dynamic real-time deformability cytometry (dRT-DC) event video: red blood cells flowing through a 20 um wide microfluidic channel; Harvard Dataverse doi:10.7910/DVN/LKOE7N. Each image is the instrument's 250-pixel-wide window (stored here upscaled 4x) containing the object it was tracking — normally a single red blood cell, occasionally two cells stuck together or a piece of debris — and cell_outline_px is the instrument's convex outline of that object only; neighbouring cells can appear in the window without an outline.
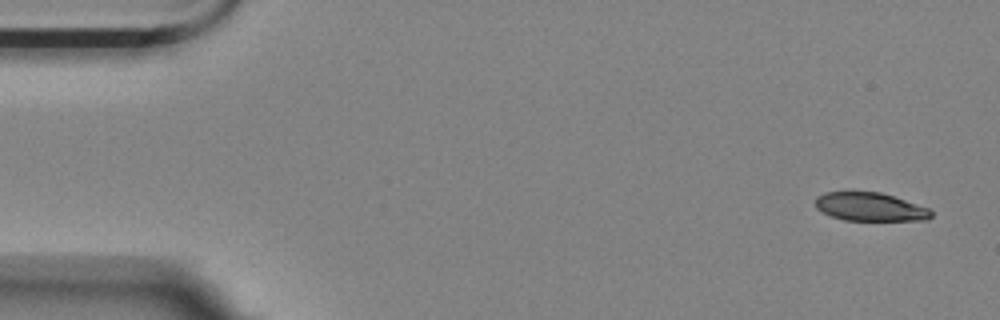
{"species": "Egyptian fruit bat (a non-hibernating species)", "species_latin": "Rousettus aegyptiacus", "temperature_condition": "room temperature", "stored_images_in_passage": 6, "camera_frame_rate_fps": 3000, "um_per_image_px": 0.085, "animal": {"sex": "female"}, "frame": {"image": 1, "passage_image": 1, "time_ms": 0.0, "image_size_px": [1000, 320], "cell_outline_px": [[932, 216], [928, 220], [844, 220], [832, 216], [816, 208], [816, 196], [824, 192], [880, 192], [928, 208], [932, 212]], "centroid_in_image_um": [73.94, 17.58], "position_along_channel_um": 11.1, "area_um2": 18.9}}
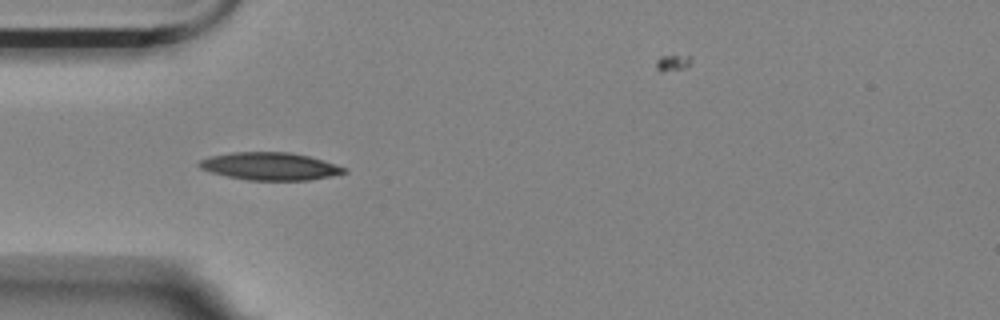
{"frame": {"image": 2, "passage_image": 5, "time_ms": 4.667, "image_size_px": [1000, 320], "cell_outline_px": [[348, 172], [308, 180], [248, 180], [228, 176], [212, 172], [200, 168], [196, 164], [200, 160], [208, 156], [232, 152], [288, 152], [308, 156], [324, 160], [348, 168]], "centroid_in_image_um": [22.94, 14.12], "position_along_channel_um": 62.1, "area_um2": 23.29}}
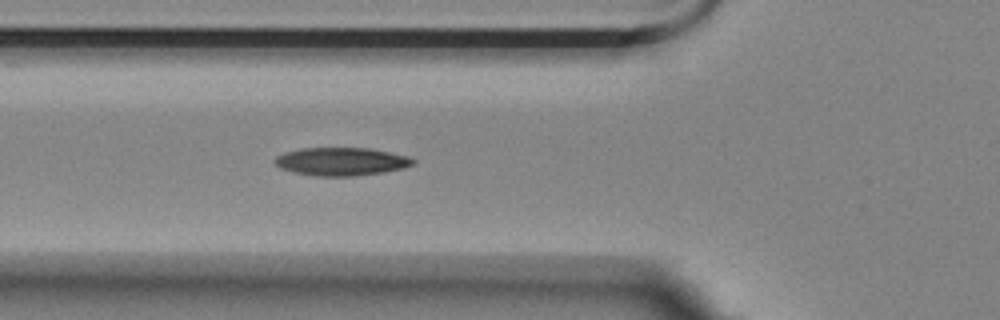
{"frame": {"image": 3, "passage_image": 6, "time_ms": 5.667, "image_size_px": [1000, 320], "cell_outline_px": [[416, 164], [404, 168], [384, 172], [352, 176], [316, 176], [296, 172], [280, 168], [272, 160], [276, 156], [284, 152], [304, 148], [368, 148], [408, 156], [416, 160]], "centroid_in_image_um": [29.03, 13.73], "position_along_channel_um": 96.8, "area_um2": 22.6}}